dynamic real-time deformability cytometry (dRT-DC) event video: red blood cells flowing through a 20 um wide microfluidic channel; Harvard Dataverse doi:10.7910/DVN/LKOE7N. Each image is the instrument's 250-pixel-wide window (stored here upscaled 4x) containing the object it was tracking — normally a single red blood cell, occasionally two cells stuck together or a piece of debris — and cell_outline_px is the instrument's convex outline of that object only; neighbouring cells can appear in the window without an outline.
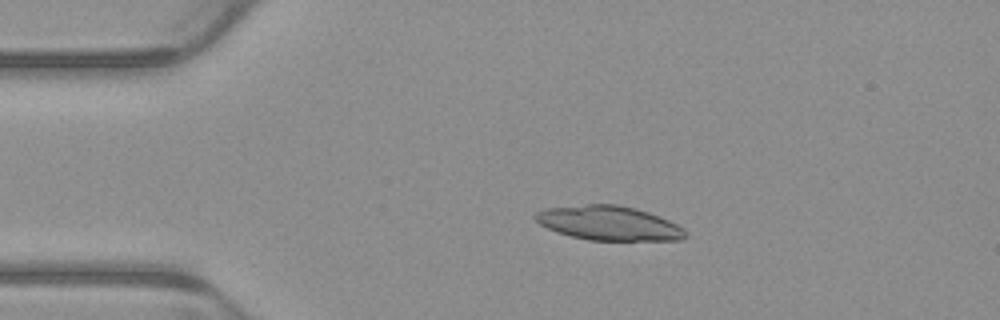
{"species": "common noctule bat (a hibernating species)", "species_latin": "Nyctalus noctula", "temperature_condition": "warm", "stored_images_in_passage": 4, "camera_frame_rate_fps": 3000, "um_per_image_px": 0.085, "animal": {"sex": "male", "body_mass_g": 23.1, "forearm_length_mm": 52.7}, "frame": {"image": 1, "passage_image": 3, "time_ms": 0.667, "image_size_px": [1000, 320], "cell_outline_px": [[688, 236], [684, 240], [588, 240], [556, 232], [540, 224], [532, 216], [536, 212], [544, 208], [584, 204], [620, 204], [636, 208], [648, 212], [668, 220], [684, 228]], "centroid_in_image_um": [51.75, 18.96], "position_along_channel_um": 33.3, "area_um2": 30.23}}